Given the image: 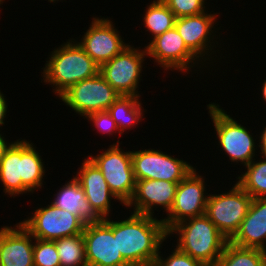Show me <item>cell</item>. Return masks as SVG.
<instances>
[{
    "label": "cell",
    "mask_w": 266,
    "mask_h": 266,
    "mask_svg": "<svg viewBox=\"0 0 266 266\" xmlns=\"http://www.w3.org/2000/svg\"><path fill=\"white\" fill-rule=\"evenodd\" d=\"M20 223L34 238L50 241L82 234L86 225L78 215L52 203L35 210L33 217Z\"/></svg>",
    "instance_id": "8"
},
{
    "label": "cell",
    "mask_w": 266,
    "mask_h": 266,
    "mask_svg": "<svg viewBox=\"0 0 266 266\" xmlns=\"http://www.w3.org/2000/svg\"><path fill=\"white\" fill-rule=\"evenodd\" d=\"M208 106L210 117L219 139L220 147L228 154L232 162H242L247 166L254 157L255 143L252 135L230 115L220 109L219 105L211 103Z\"/></svg>",
    "instance_id": "9"
},
{
    "label": "cell",
    "mask_w": 266,
    "mask_h": 266,
    "mask_svg": "<svg viewBox=\"0 0 266 266\" xmlns=\"http://www.w3.org/2000/svg\"><path fill=\"white\" fill-rule=\"evenodd\" d=\"M34 266H60V260L54 241L34 238Z\"/></svg>",
    "instance_id": "27"
},
{
    "label": "cell",
    "mask_w": 266,
    "mask_h": 266,
    "mask_svg": "<svg viewBox=\"0 0 266 266\" xmlns=\"http://www.w3.org/2000/svg\"><path fill=\"white\" fill-rule=\"evenodd\" d=\"M138 99L139 97L136 96L120 95L107 110L118 126V133L122 134L128 128L130 129L140 122L142 106Z\"/></svg>",
    "instance_id": "22"
},
{
    "label": "cell",
    "mask_w": 266,
    "mask_h": 266,
    "mask_svg": "<svg viewBox=\"0 0 266 266\" xmlns=\"http://www.w3.org/2000/svg\"><path fill=\"white\" fill-rule=\"evenodd\" d=\"M118 251L130 266H152L168 236L163 221L133 213L127 220L113 221Z\"/></svg>",
    "instance_id": "1"
},
{
    "label": "cell",
    "mask_w": 266,
    "mask_h": 266,
    "mask_svg": "<svg viewBox=\"0 0 266 266\" xmlns=\"http://www.w3.org/2000/svg\"><path fill=\"white\" fill-rule=\"evenodd\" d=\"M265 160L254 162L253 159L246 167L247 171L238 177V184L252 198H266V157Z\"/></svg>",
    "instance_id": "26"
},
{
    "label": "cell",
    "mask_w": 266,
    "mask_h": 266,
    "mask_svg": "<svg viewBox=\"0 0 266 266\" xmlns=\"http://www.w3.org/2000/svg\"><path fill=\"white\" fill-rule=\"evenodd\" d=\"M243 248L266 251V198H253L239 230L229 240Z\"/></svg>",
    "instance_id": "20"
},
{
    "label": "cell",
    "mask_w": 266,
    "mask_h": 266,
    "mask_svg": "<svg viewBox=\"0 0 266 266\" xmlns=\"http://www.w3.org/2000/svg\"><path fill=\"white\" fill-rule=\"evenodd\" d=\"M178 183L166 180H137L132 198L125 206H135L134 213L153 216V206H162L169 213ZM134 204V205H132Z\"/></svg>",
    "instance_id": "17"
},
{
    "label": "cell",
    "mask_w": 266,
    "mask_h": 266,
    "mask_svg": "<svg viewBox=\"0 0 266 266\" xmlns=\"http://www.w3.org/2000/svg\"><path fill=\"white\" fill-rule=\"evenodd\" d=\"M252 199L236 182L227 193L208 195L205 215L230 240L239 230Z\"/></svg>",
    "instance_id": "5"
},
{
    "label": "cell",
    "mask_w": 266,
    "mask_h": 266,
    "mask_svg": "<svg viewBox=\"0 0 266 266\" xmlns=\"http://www.w3.org/2000/svg\"><path fill=\"white\" fill-rule=\"evenodd\" d=\"M87 266H130L118 251L113 220L109 218L86 223L82 233Z\"/></svg>",
    "instance_id": "10"
},
{
    "label": "cell",
    "mask_w": 266,
    "mask_h": 266,
    "mask_svg": "<svg viewBox=\"0 0 266 266\" xmlns=\"http://www.w3.org/2000/svg\"><path fill=\"white\" fill-rule=\"evenodd\" d=\"M72 42L52 52L42 73L44 82L55 86L57 96L79 81L99 74L100 66L78 43Z\"/></svg>",
    "instance_id": "4"
},
{
    "label": "cell",
    "mask_w": 266,
    "mask_h": 266,
    "mask_svg": "<svg viewBox=\"0 0 266 266\" xmlns=\"http://www.w3.org/2000/svg\"><path fill=\"white\" fill-rule=\"evenodd\" d=\"M163 259V260H162ZM152 266H204L200 261L193 259L188 254L180 251L177 247L165 260L160 252Z\"/></svg>",
    "instance_id": "29"
},
{
    "label": "cell",
    "mask_w": 266,
    "mask_h": 266,
    "mask_svg": "<svg viewBox=\"0 0 266 266\" xmlns=\"http://www.w3.org/2000/svg\"><path fill=\"white\" fill-rule=\"evenodd\" d=\"M173 232L179 233L176 247L204 266H216L229 242L205 214L179 222L168 235Z\"/></svg>",
    "instance_id": "3"
},
{
    "label": "cell",
    "mask_w": 266,
    "mask_h": 266,
    "mask_svg": "<svg viewBox=\"0 0 266 266\" xmlns=\"http://www.w3.org/2000/svg\"><path fill=\"white\" fill-rule=\"evenodd\" d=\"M259 143H260L259 147L261 149L263 157H266V127L263 130L262 135L260 136V142Z\"/></svg>",
    "instance_id": "32"
},
{
    "label": "cell",
    "mask_w": 266,
    "mask_h": 266,
    "mask_svg": "<svg viewBox=\"0 0 266 266\" xmlns=\"http://www.w3.org/2000/svg\"><path fill=\"white\" fill-rule=\"evenodd\" d=\"M77 174L74 178L84 190L90 212L98 220L107 218L111 206L110 199H119L110 190L100 169L86 158Z\"/></svg>",
    "instance_id": "16"
},
{
    "label": "cell",
    "mask_w": 266,
    "mask_h": 266,
    "mask_svg": "<svg viewBox=\"0 0 266 266\" xmlns=\"http://www.w3.org/2000/svg\"><path fill=\"white\" fill-rule=\"evenodd\" d=\"M146 49L127 46L120 54L100 66V75L123 96L140 97L138 88Z\"/></svg>",
    "instance_id": "11"
},
{
    "label": "cell",
    "mask_w": 266,
    "mask_h": 266,
    "mask_svg": "<svg viewBox=\"0 0 266 266\" xmlns=\"http://www.w3.org/2000/svg\"><path fill=\"white\" fill-rule=\"evenodd\" d=\"M117 144L111 145L107 151L89 159L100 169L110 190L124 206L132 198L136 180L134 177L131 151L124 152Z\"/></svg>",
    "instance_id": "6"
},
{
    "label": "cell",
    "mask_w": 266,
    "mask_h": 266,
    "mask_svg": "<svg viewBox=\"0 0 266 266\" xmlns=\"http://www.w3.org/2000/svg\"><path fill=\"white\" fill-rule=\"evenodd\" d=\"M216 266H266V251L239 247L229 241Z\"/></svg>",
    "instance_id": "23"
},
{
    "label": "cell",
    "mask_w": 266,
    "mask_h": 266,
    "mask_svg": "<svg viewBox=\"0 0 266 266\" xmlns=\"http://www.w3.org/2000/svg\"><path fill=\"white\" fill-rule=\"evenodd\" d=\"M204 182L194 168L178 183L174 203L167 213L169 216L162 219L167 232L183 220L205 214L208 195L204 193Z\"/></svg>",
    "instance_id": "13"
},
{
    "label": "cell",
    "mask_w": 266,
    "mask_h": 266,
    "mask_svg": "<svg viewBox=\"0 0 266 266\" xmlns=\"http://www.w3.org/2000/svg\"><path fill=\"white\" fill-rule=\"evenodd\" d=\"M12 143L5 141L4 137L0 134V159L4 155L5 151L11 146Z\"/></svg>",
    "instance_id": "33"
},
{
    "label": "cell",
    "mask_w": 266,
    "mask_h": 266,
    "mask_svg": "<svg viewBox=\"0 0 266 266\" xmlns=\"http://www.w3.org/2000/svg\"><path fill=\"white\" fill-rule=\"evenodd\" d=\"M40 157L29 141L12 142L0 159V181L4 193L16 196L42 187L45 170Z\"/></svg>",
    "instance_id": "2"
},
{
    "label": "cell",
    "mask_w": 266,
    "mask_h": 266,
    "mask_svg": "<svg viewBox=\"0 0 266 266\" xmlns=\"http://www.w3.org/2000/svg\"><path fill=\"white\" fill-rule=\"evenodd\" d=\"M7 227L0 235V263L2 266H34L32 238L22 226Z\"/></svg>",
    "instance_id": "19"
},
{
    "label": "cell",
    "mask_w": 266,
    "mask_h": 266,
    "mask_svg": "<svg viewBox=\"0 0 266 266\" xmlns=\"http://www.w3.org/2000/svg\"><path fill=\"white\" fill-rule=\"evenodd\" d=\"M176 18L198 15L206 11L205 0H162ZM205 9V10H204Z\"/></svg>",
    "instance_id": "28"
},
{
    "label": "cell",
    "mask_w": 266,
    "mask_h": 266,
    "mask_svg": "<svg viewBox=\"0 0 266 266\" xmlns=\"http://www.w3.org/2000/svg\"><path fill=\"white\" fill-rule=\"evenodd\" d=\"M120 94L99 74L79 81L59 98L79 115L106 111Z\"/></svg>",
    "instance_id": "7"
},
{
    "label": "cell",
    "mask_w": 266,
    "mask_h": 266,
    "mask_svg": "<svg viewBox=\"0 0 266 266\" xmlns=\"http://www.w3.org/2000/svg\"><path fill=\"white\" fill-rule=\"evenodd\" d=\"M262 96L264 98V100L266 101V80L264 81V83L262 84Z\"/></svg>",
    "instance_id": "34"
},
{
    "label": "cell",
    "mask_w": 266,
    "mask_h": 266,
    "mask_svg": "<svg viewBox=\"0 0 266 266\" xmlns=\"http://www.w3.org/2000/svg\"><path fill=\"white\" fill-rule=\"evenodd\" d=\"M8 226H5V227H2L1 229H0V235H1V233L7 228Z\"/></svg>",
    "instance_id": "35"
},
{
    "label": "cell",
    "mask_w": 266,
    "mask_h": 266,
    "mask_svg": "<svg viewBox=\"0 0 266 266\" xmlns=\"http://www.w3.org/2000/svg\"><path fill=\"white\" fill-rule=\"evenodd\" d=\"M145 12L144 25L154 37L174 27L176 17L162 0H154Z\"/></svg>",
    "instance_id": "25"
},
{
    "label": "cell",
    "mask_w": 266,
    "mask_h": 266,
    "mask_svg": "<svg viewBox=\"0 0 266 266\" xmlns=\"http://www.w3.org/2000/svg\"><path fill=\"white\" fill-rule=\"evenodd\" d=\"M87 118L94 123L100 132H107L110 135L111 133L113 134L114 130L119 131L116 122L112 119L107 110L89 114L86 119Z\"/></svg>",
    "instance_id": "30"
},
{
    "label": "cell",
    "mask_w": 266,
    "mask_h": 266,
    "mask_svg": "<svg viewBox=\"0 0 266 266\" xmlns=\"http://www.w3.org/2000/svg\"><path fill=\"white\" fill-rule=\"evenodd\" d=\"M135 180H166L179 183L194 168L177 158L159 150L131 151Z\"/></svg>",
    "instance_id": "12"
},
{
    "label": "cell",
    "mask_w": 266,
    "mask_h": 266,
    "mask_svg": "<svg viewBox=\"0 0 266 266\" xmlns=\"http://www.w3.org/2000/svg\"><path fill=\"white\" fill-rule=\"evenodd\" d=\"M108 19L93 18L91 27L78 44L99 65H103L120 54L129 44H125Z\"/></svg>",
    "instance_id": "14"
},
{
    "label": "cell",
    "mask_w": 266,
    "mask_h": 266,
    "mask_svg": "<svg viewBox=\"0 0 266 266\" xmlns=\"http://www.w3.org/2000/svg\"><path fill=\"white\" fill-rule=\"evenodd\" d=\"M7 112V105L3 94L0 91V127L4 124V119Z\"/></svg>",
    "instance_id": "31"
},
{
    "label": "cell",
    "mask_w": 266,
    "mask_h": 266,
    "mask_svg": "<svg viewBox=\"0 0 266 266\" xmlns=\"http://www.w3.org/2000/svg\"><path fill=\"white\" fill-rule=\"evenodd\" d=\"M60 266H87L85 241L82 234L54 241Z\"/></svg>",
    "instance_id": "24"
},
{
    "label": "cell",
    "mask_w": 266,
    "mask_h": 266,
    "mask_svg": "<svg viewBox=\"0 0 266 266\" xmlns=\"http://www.w3.org/2000/svg\"><path fill=\"white\" fill-rule=\"evenodd\" d=\"M215 19L217 20L215 14H206L205 12L175 19L174 27L198 61L199 57L202 58L205 54L208 56L209 49L212 50L209 39H211V32L213 33Z\"/></svg>",
    "instance_id": "18"
},
{
    "label": "cell",
    "mask_w": 266,
    "mask_h": 266,
    "mask_svg": "<svg viewBox=\"0 0 266 266\" xmlns=\"http://www.w3.org/2000/svg\"><path fill=\"white\" fill-rule=\"evenodd\" d=\"M60 209L67 210L78 215L85 223L98 220L89 210L84 190L75 178L68 181L60 188L56 198L51 202Z\"/></svg>",
    "instance_id": "21"
},
{
    "label": "cell",
    "mask_w": 266,
    "mask_h": 266,
    "mask_svg": "<svg viewBox=\"0 0 266 266\" xmlns=\"http://www.w3.org/2000/svg\"><path fill=\"white\" fill-rule=\"evenodd\" d=\"M145 47L147 56L149 55L154 58L165 70L172 68L181 72H187L190 66L193 67L189 64L198 59L187 48L175 27L153 37L150 44Z\"/></svg>",
    "instance_id": "15"
}]
</instances>
